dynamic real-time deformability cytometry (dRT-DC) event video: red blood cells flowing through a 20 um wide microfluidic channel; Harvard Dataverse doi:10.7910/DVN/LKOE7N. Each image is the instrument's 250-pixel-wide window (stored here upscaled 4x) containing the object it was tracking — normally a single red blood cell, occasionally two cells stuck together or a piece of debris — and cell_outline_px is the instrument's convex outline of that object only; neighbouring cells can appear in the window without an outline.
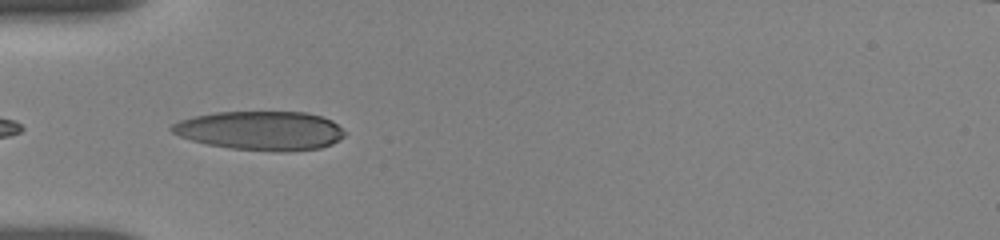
{"species": "human", "species_latin": "Homo sapiens", "temperature_condition": "room temperature", "stored_images_in_passage": 41, "camera_frame_rate_fps": 3000, "um_per_image_px": 0.085, "donor": {"sex": "female"}, "frame": {"image": 1, "passage_image": 7, "time_ms": 3.333, "image_size_px": [1000, 240], "cell_outline_px": [[344, 136], [332, 144], [320, 148], [288, 152], [280, 152], [232, 148], [208, 144], [192, 140], [180, 136], [172, 132], [168, 128], [172, 124], [180, 120], [196, 116], [216, 112], [308, 112], [332, 120], [344, 132]], "centroid_in_image_um": [22.16, 11.1], "position_along_channel_um": 62.8, "area_um2": 39.19}}
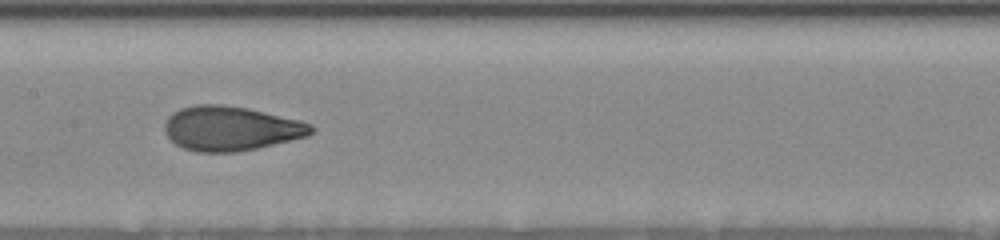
{"frame": {"image": 2, "passage_image": 15, "time_ms": 6.667, "image_size_px": [1000, 240], "cell_outline_px": [[316, 128], [308, 136], [256, 148], [236, 152], [196, 152], [184, 148], [176, 144], [164, 132], [164, 124], [168, 116], [172, 112], [180, 108], [196, 104], [220, 104], [248, 108], [300, 120], [312, 124]], "centroid_in_image_um": [19.61, 10.91], "position_along_channel_um": 187.8, "area_um2": 38.09}}
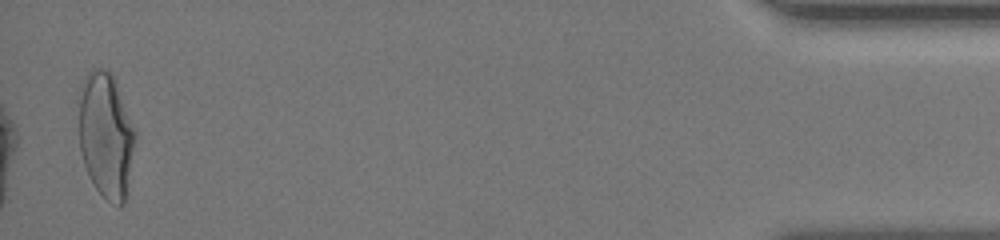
{"frame": {"image": 3, "passage_image": 41, "time_ms": 15.0, "image_size_px": [1000, 240], "cell_outline_px": [[136, 140], [124, 204], [120, 208], [108, 200], [96, 188], [88, 176], [80, 152], [80, 84], [88, 72], [92, 68], [104, 68], [112, 76], [136, 136]], "centroid_in_image_um": [8.98, 11.54], "position_along_channel_um": 426.2, "area_um2": 40.4}, "authors_computed_cell_mechanics": {"area_um2": 37.6856, "velocity_mm_per_s": 3.817, "shape_relaxation_time_tau1_ms": 5.9711, "shape_relaxation_time_tau2_ms": 0.8158, "deformation_change_tau1": 0.2118, "deformation_change_tau2": 0.0683}}